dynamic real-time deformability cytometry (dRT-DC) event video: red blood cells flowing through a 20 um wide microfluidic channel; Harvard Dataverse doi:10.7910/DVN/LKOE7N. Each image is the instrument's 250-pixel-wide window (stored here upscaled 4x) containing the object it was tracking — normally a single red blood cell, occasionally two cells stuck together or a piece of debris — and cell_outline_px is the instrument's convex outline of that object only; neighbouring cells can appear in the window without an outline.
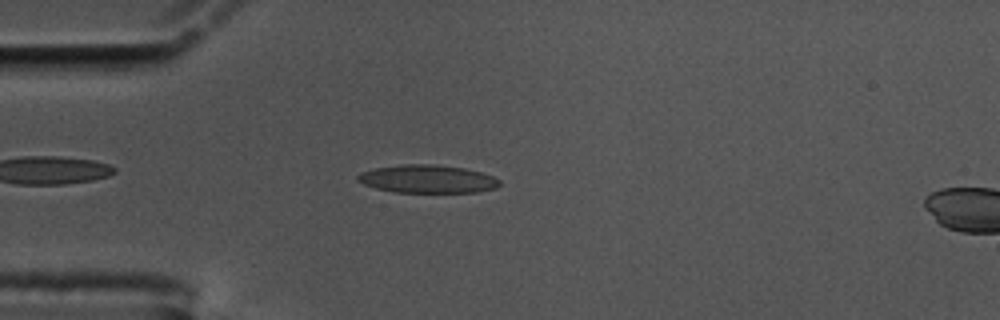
{"species": "common noctule bat (a hibernating species)", "species_latin": "Nyctalus noctula", "temperature_condition": "cold", "stored_images_in_passage": 48, "camera_frame_rate_fps": 3000, "um_per_image_px": 0.085, "animal": {"sex": "male", "body_mass_g": 17.5, "forearm_length_mm": 52.3}, "frame": {"image": 1, "passage_image": 7, "time_ms": 2.0, "image_size_px": [1000, 320], "cell_outline_px": [[500, 184], [496, 188], [476, 192], [396, 192], [376, 188], [364, 184], [356, 180], [356, 176], [360, 172], [376, 168], [400, 164], [428, 164], [464, 168], [480, 172], [492, 176], [500, 180]], "centroid_in_image_um": [36.31, 15.21], "position_along_channel_um": 48.7, "area_um2": 23.06}}
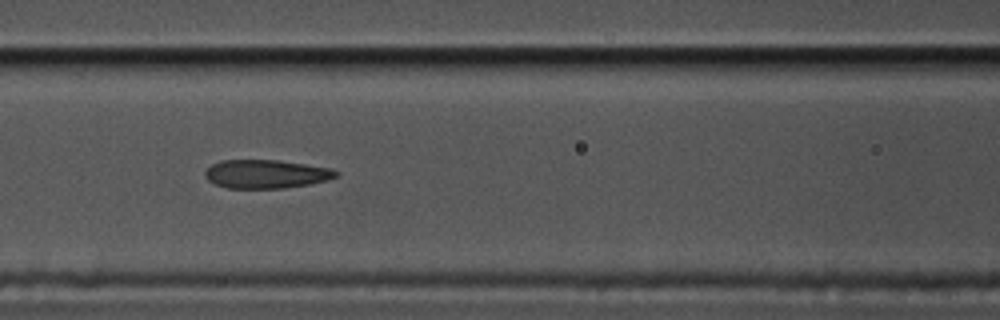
{"frame": {"image": 2, "passage_image": 16, "time_ms": 5.0, "image_size_px": [1000, 320], "cell_outline_px": [[340, 176], [328, 180], [308, 184], [284, 188], [228, 188], [216, 184], [208, 180], [204, 176], [204, 172], [212, 164], [220, 160], [276, 160], [332, 168], [340, 172]], "centroid_in_image_um": [22.64, 14.79], "position_along_channel_um": 144.0, "area_um2": 21.85}}
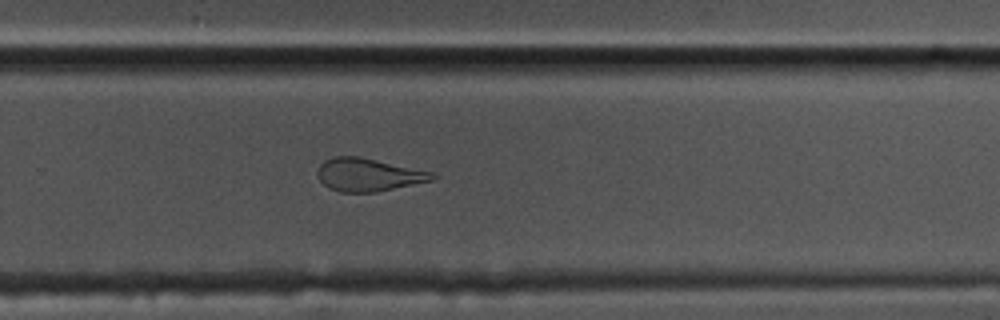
{"frame": {"image": 3, "passage_image": 29, "time_ms": 9.333, "image_size_px": [1000, 320], "cell_outline_px": [[436, 176], [432, 180], [376, 192], [340, 192], [328, 188], [320, 180], [316, 172], [320, 164], [324, 160], [332, 156], [360, 156], [432, 172]], "centroid_in_image_um": [31.25, 14.84], "position_along_channel_um": 298.5, "area_um2": 21.96}, "authors_computed_cell_mechanics": {"area_um2": 23.0333, "velocity_mm_per_s": 3.576, "shape_relaxation_time_tau1_ms": null, "shape_relaxation_time_tau2_ms": 1.998, "deformation_change_tau1": null, "deformation_change_tau2": 0.1021}}